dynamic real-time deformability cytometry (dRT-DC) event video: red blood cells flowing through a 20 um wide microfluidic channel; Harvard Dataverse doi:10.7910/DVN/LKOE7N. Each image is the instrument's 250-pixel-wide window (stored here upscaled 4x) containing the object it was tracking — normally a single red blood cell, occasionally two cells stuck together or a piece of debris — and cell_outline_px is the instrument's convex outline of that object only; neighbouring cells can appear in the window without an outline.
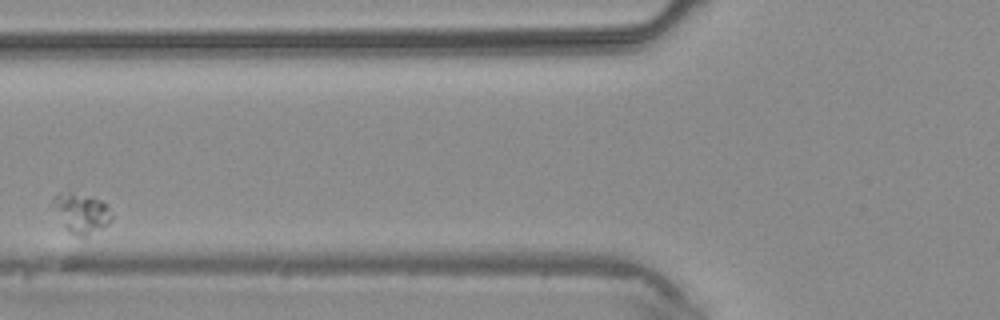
{"species": "common noctule bat (a hibernating species)", "species_latin": "Nyctalus noctula", "temperature_condition": "warm", "stored_images_in_passage": 6, "camera_frame_rate_fps": 3000, "um_per_image_px": 0.085, "animal": {"sex": "male", "body_mass_g": 20.4}, "frame": {"image": 1, "passage_image": 6, "time_ms": 6.667, "image_size_px": [1000, 320], "cell_outline_px": [[112, 220], [108, 224], [84, 236], [76, 236], [68, 232], [48, 204], [52, 196], [56, 192], [72, 192], [100, 200], [104, 204], [112, 216]], "centroid_in_image_um": [6.78, 18.08], "position_along_channel_um": 119.0, "area_um2": 13.76}}